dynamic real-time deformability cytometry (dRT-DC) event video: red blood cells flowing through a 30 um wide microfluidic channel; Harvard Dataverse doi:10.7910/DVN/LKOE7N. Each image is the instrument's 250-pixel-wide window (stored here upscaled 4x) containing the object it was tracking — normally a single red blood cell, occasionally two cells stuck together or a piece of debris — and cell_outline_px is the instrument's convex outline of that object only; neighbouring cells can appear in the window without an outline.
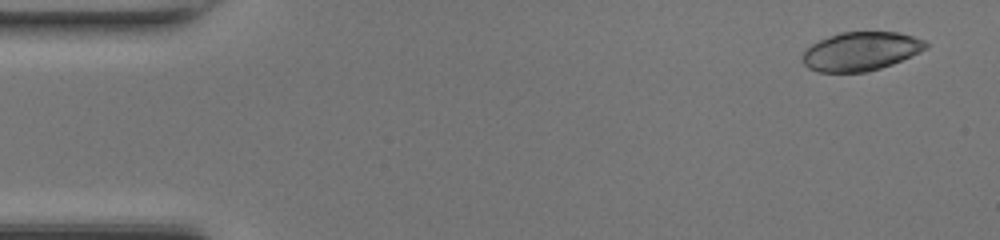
{"species": "common noctule bat (a hibernating species)", "species_latin": "Nyctalus noctula", "temperature_condition": "room temperature", "stored_images_in_passage": 15, "camera_frame_rate_fps": 3000, "um_per_image_px": 0.085, "animal": {"sex": "female", "body_mass_g": 17.0, "forearm_length_mm": 48.0}, "frame": {"image": 1, "passage_image": 3, "time_ms": 0.667, "image_size_px": [1000, 240], "cell_outline_px": [[928, 48], [920, 52], [892, 64], [880, 68], [864, 72], [816, 72], [808, 68], [800, 60], [804, 52], [812, 44], [820, 40], [840, 32], [896, 32], [912, 36], [924, 40], [928, 44]], "centroid_in_image_um": [73.16, 4.37], "position_along_channel_um": 11.8, "area_um2": 27.74}}
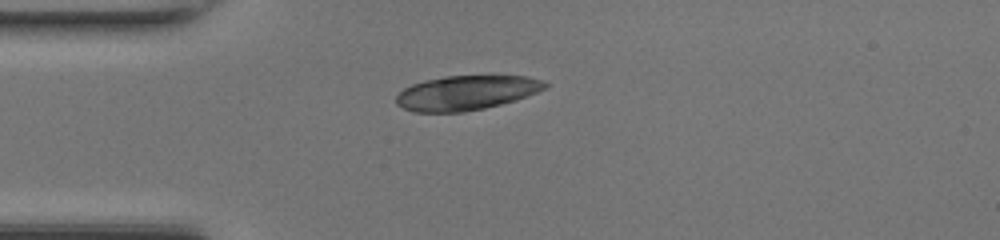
{"frame": {"image": 2, "passage_image": 13, "time_ms": 4.0, "image_size_px": [1000, 240], "cell_outline_px": [[552, 84], [548, 88], [516, 100], [484, 108], [464, 112], [412, 112], [396, 104], [396, 96], [404, 88], [412, 84], [424, 80], [444, 76], [528, 76], [544, 80]], "centroid_in_image_um": [39.68, 7.88], "position_along_channel_um": 45.3, "area_um2": 30.17}}